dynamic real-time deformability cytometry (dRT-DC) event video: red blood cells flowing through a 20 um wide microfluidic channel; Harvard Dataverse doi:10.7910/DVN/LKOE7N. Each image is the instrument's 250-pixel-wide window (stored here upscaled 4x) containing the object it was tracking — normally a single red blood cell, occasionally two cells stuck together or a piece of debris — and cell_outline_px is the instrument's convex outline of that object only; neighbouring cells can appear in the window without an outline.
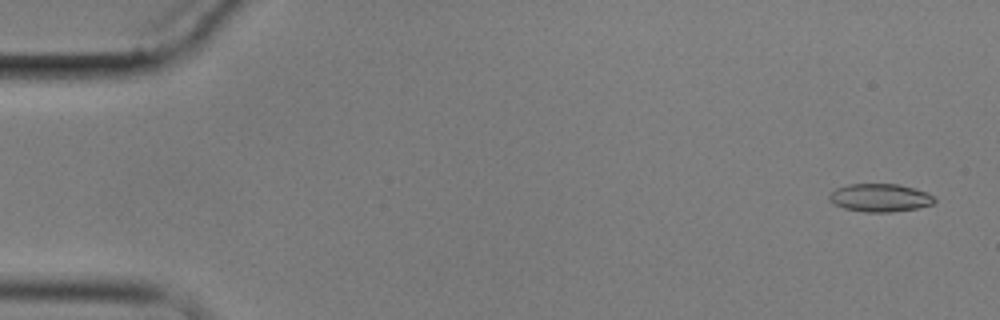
{"species": "common noctule bat (a hibernating species)", "species_latin": "Nyctalus noctula", "temperature_condition": "cold", "stored_images_in_passage": 5, "camera_frame_rate_fps": 3000, "um_per_image_px": 0.085, "animal": {"sex": "male", "body_mass_g": 17.9}, "frame": {"image": 1, "passage_image": 1, "time_ms": 0.0, "image_size_px": [1000, 320], "cell_outline_px": [[936, 200], [932, 204], [916, 208], [892, 212], [864, 212], [844, 208], [828, 200], [828, 196], [836, 188], [848, 184], [896, 184], [916, 188], [936, 196]], "centroid_in_image_um": [74.82, 16.8], "position_along_channel_um": 10.2, "area_um2": 17.22}}
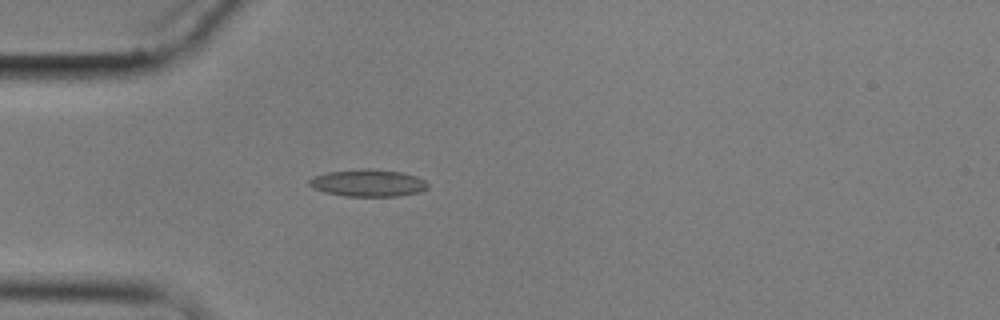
{"frame": {"image": 2, "passage_image": 5, "time_ms": 4.667, "image_size_px": [1000, 320], "cell_outline_px": [[428, 188], [420, 192], [400, 196], [344, 196], [324, 192], [312, 188], [308, 184], [308, 180], [312, 176], [328, 172], [360, 168], [368, 168], [400, 172], [416, 176], [424, 180], [428, 184]], "centroid_in_image_um": [31.25, 15.55], "position_along_channel_um": 53.7, "area_um2": 18.96}}